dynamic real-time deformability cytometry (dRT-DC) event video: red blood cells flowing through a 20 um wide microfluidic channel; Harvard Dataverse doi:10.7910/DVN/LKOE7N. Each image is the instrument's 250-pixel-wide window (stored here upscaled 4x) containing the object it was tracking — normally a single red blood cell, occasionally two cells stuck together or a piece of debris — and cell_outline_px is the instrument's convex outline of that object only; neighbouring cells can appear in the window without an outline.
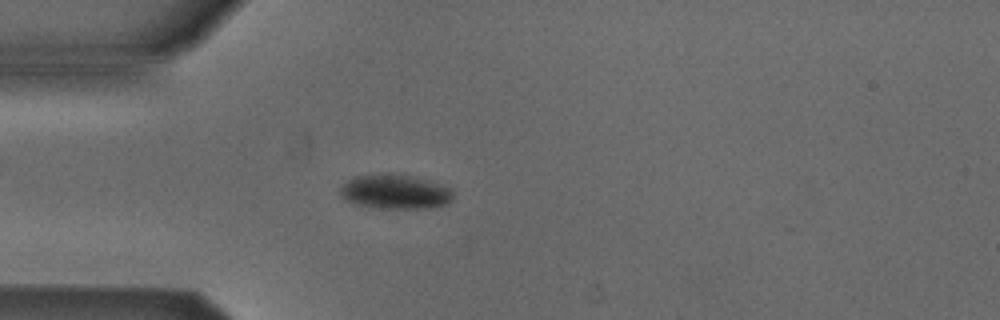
{"species": "Egyptian fruit bat (a non-hibernating species)", "species_latin": "Rousettus aegyptiacus", "temperature_condition": "cold", "stored_images_in_passage": 52, "camera_frame_rate_fps": 3000, "um_per_image_px": 0.085, "animal": {"sex": "male"}, "frame": {"image": 1, "passage_image": 14, "time_ms": 4.333, "image_size_px": [1000, 320], "cell_outline_px": [[452, 200], [448, 204], [424, 208], [376, 208], [352, 204], [344, 200], [340, 196], [340, 188], [348, 180], [356, 176], [380, 172], [388, 172], [412, 176], [428, 180], [452, 188]], "centroid_in_image_um": [33.55, 16.28], "position_along_channel_um": 51.5, "area_um2": 23.12}}
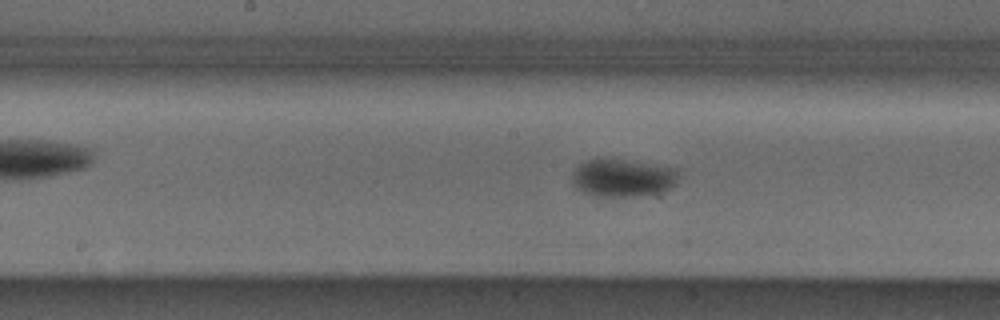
{"frame": {"image": 2, "passage_image": 26, "time_ms": 8.333, "image_size_px": [1000, 320], "cell_outline_px": [[676, 184], [672, 188], [656, 192], [636, 196], [592, 196], [576, 188], [572, 184], [572, 172], [580, 164], [588, 160], [624, 160], [676, 168]], "centroid_in_image_um": [52.89, 15.14], "position_along_channel_um": 195.3, "area_um2": 22.95}}
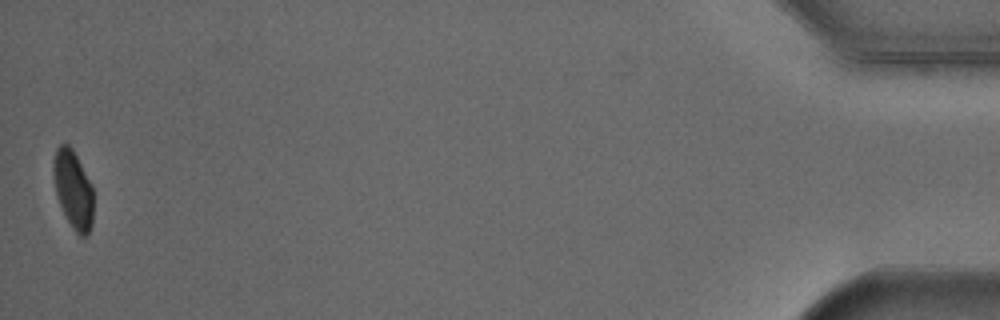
{"frame": {"image": 3, "passage_image": 52, "time_ms": 17.0, "image_size_px": [1000, 320], "cell_outline_px": [[92, 224], [88, 236], [80, 236], [76, 232], [68, 220], [56, 196], [52, 172], [52, 164], [56, 148], [60, 144], [68, 144], [72, 148], [92, 184]], "centroid_in_image_um": [6.2, 16.08], "position_along_channel_um": 429.0, "area_um2": 18.21}, "authors_computed_cell_mechanics": {"area_um2": 21.4438, "velocity_mm_per_s": 3.8395, "shape_relaxation_time_tau1_ms": 4.3922, "shape_relaxation_time_tau2_ms": null, "deformation_change_tau1": 0.0773, "deformation_change_tau2": null}}